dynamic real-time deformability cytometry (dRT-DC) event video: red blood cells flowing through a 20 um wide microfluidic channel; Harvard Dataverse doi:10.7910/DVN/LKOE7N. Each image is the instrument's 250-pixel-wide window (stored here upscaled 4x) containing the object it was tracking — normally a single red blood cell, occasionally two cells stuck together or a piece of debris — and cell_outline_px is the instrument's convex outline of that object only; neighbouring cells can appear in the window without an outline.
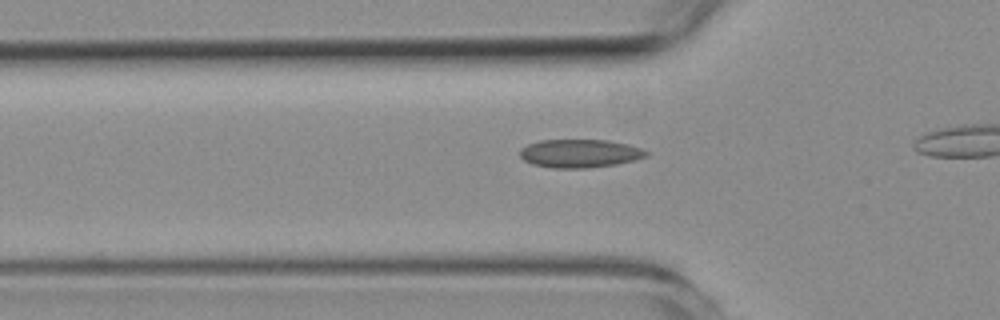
{"species": "common noctule bat (a hibernating species)", "species_latin": "Nyctalus noctula", "temperature_condition": "room temperature", "stored_images_in_passage": 32, "camera_frame_rate_fps": 3000, "um_per_image_px": 0.085, "animal": {"sex": "female", "body_mass_g": 19.3, "forearm_length_mm": 54.1}, "frame": {"image": 1, "passage_image": 13, "time_ms": 4.0, "image_size_px": [1000, 320], "cell_outline_px": [[652, 152], [648, 156], [636, 160], [616, 164], [588, 168], [552, 168], [532, 164], [524, 160], [520, 156], [520, 148], [528, 144], [540, 140], [608, 140], [628, 144]], "centroid_in_image_um": [49.31, 13.04], "position_along_channel_um": 76.5, "area_um2": 21.04}}
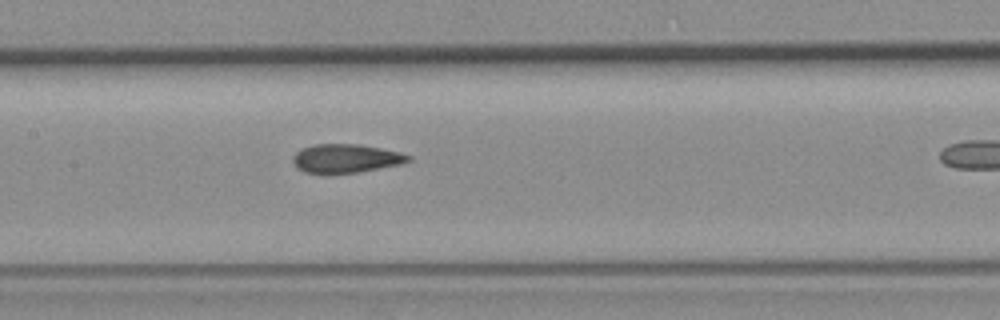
{"frame": {"image": 2, "passage_image": 21, "time_ms": 6.667, "image_size_px": [1000, 320], "cell_outline_px": [[412, 160], [404, 164], [356, 172], [324, 176], [304, 172], [296, 168], [292, 160], [292, 156], [296, 152], [304, 148], [316, 144], [360, 144], [400, 152], [412, 156]], "centroid_in_image_um": [29.38, 13.5], "position_along_channel_um": 178.0, "area_um2": 19.88}}
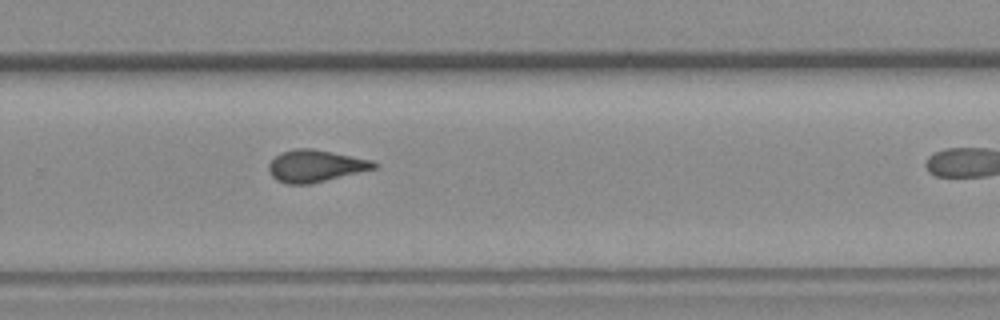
{"frame": {"image": 3, "passage_image": 31, "time_ms": 10.0, "image_size_px": [1000, 320], "cell_outline_px": [[380, 164], [376, 168], [308, 184], [284, 184], [276, 180], [268, 172], [268, 164], [280, 152], [296, 148], [312, 148], [372, 160]], "centroid_in_image_um": [26.78, 14.1], "position_along_channel_um": 303.0, "area_um2": 19.59}}